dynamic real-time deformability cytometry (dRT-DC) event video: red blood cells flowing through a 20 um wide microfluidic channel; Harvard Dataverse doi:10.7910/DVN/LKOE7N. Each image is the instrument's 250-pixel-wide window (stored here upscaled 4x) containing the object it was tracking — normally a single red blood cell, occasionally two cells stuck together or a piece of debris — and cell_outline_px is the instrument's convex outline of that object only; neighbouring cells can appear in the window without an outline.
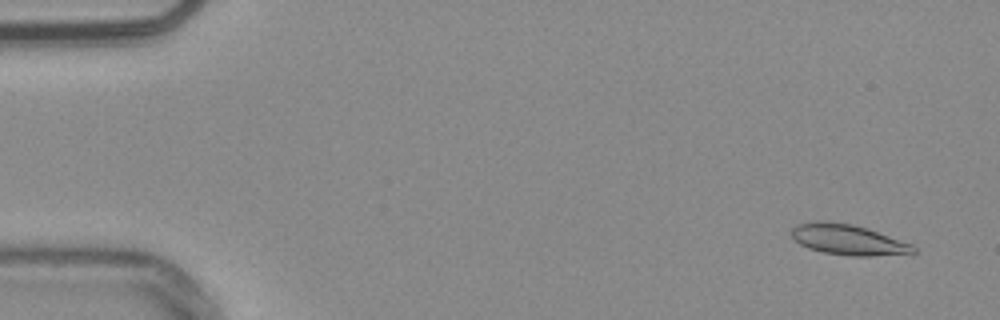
{"species": "common noctule bat (a hibernating species)", "species_latin": "Nyctalus noctula", "temperature_condition": "warm", "stored_images_in_passage": 17, "camera_frame_rate_fps": 3000, "um_per_image_px": 0.085, "animal": {"sex": "male", "body_mass_g": 20.4}, "frame": {"image": 1, "passage_image": 3, "time_ms": 0.667, "image_size_px": [1000, 320], "cell_outline_px": [[916, 252], [872, 256], [852, 256], [824, 252], [808, 248], [800, 244], [792, 236], [792, 228], [796, 224], [816, 220], [828, 220], [852, 224], [868, 228], [912, 244], [916, 248]], "centroid_in_image_um": [72.06, 20.35], "position_along_channel_um": 12.9, "area_um2": 21.68}}
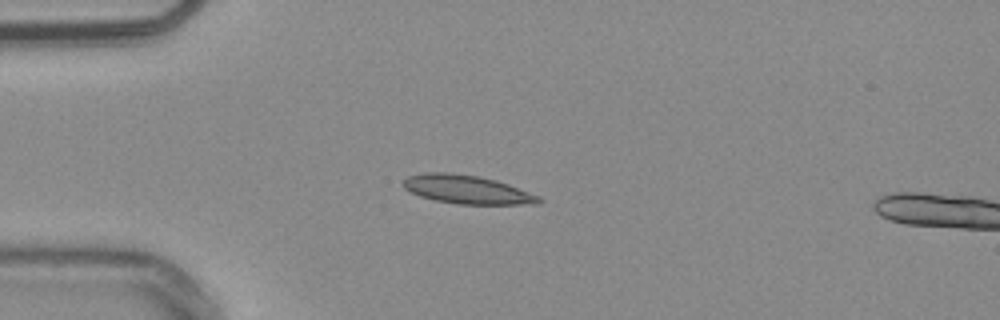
{"frame": {"image": 2, "passage_image": 14, "time_ms": 4.333, "image_size_px": [1000, 320], "cell_outline_px": [[544, 200], [540, 204], [456, 204], [436, 200], [420, 196], [408, 192], [404, 188], [404, 180], [408, 176], [424, 172], [448, 172], [480, 176], [496, 180], [508, 184], [540, 196]], "centroid_in_image_um": [39.71, 16.11], "position_along_channel_um": 45.3, "area_um2": 22.72}}